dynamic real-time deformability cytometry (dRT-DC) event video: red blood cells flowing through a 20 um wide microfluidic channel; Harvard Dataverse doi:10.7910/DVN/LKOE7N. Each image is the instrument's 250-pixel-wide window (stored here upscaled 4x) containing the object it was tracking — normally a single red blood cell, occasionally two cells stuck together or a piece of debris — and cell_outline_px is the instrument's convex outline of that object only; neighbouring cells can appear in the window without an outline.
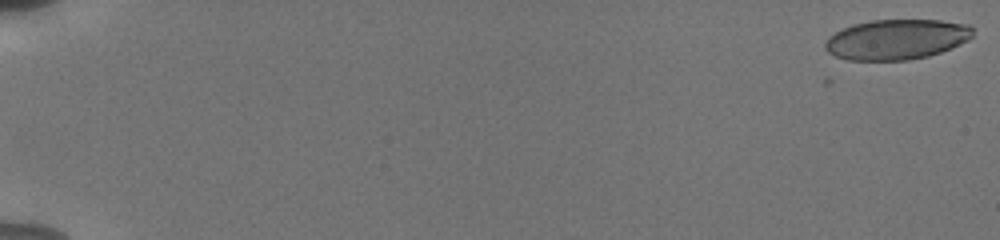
{"species": "human", "species_latin": "Homo sapiens", "temperature_condition": "cold", "stored_images_in_passage": 17, "camera_frame_rate_fps": 3000, "um_per_image_px": 0.085, "donor": {"sex": "male"}, "frame": {"image": 1, "passage_image": 1, "time_ms": 0.0, "image_size_px": [1000, 240], "cell_outline_px": [[972, 36], [968, 40], [952, 48], [928, 56], [908, 60], [848, 60], [836, 56], [828, 52], [824, 48], [824, 44], [828, 36], [852, 24], [872, 20], [940, 20], [968, 24], [972, 28]], "centroid_in_image_um": [76.2, 3.35], "position_along_channel_um": 8.8, "area_um2": 34.62}}
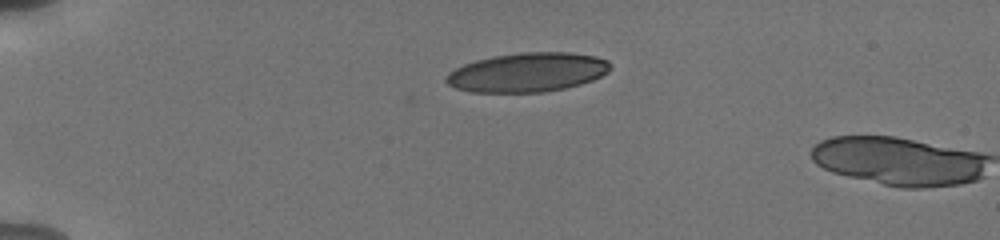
{"frame": {"image": 2, "passage_image": 15, "time_ms": 4.667, "image_size_px": [1000, 240], "cell_outline_px": [[612, 68], [608, 72], [592, 80], [580, 84], [564, 88], [544, 92], [472, 92], [456, 88], [448, 84], [444, 80], [444, 76], [448, 72], [464, 64], [476, 60], [492, 56], [520, 52], [568, 52], [596, 56], [608, 60], [612, 64]], "centroid_in_image_um": [44.84, 6.14], "position_along_channel_um": 40.2, "area_um2": 37.69}}